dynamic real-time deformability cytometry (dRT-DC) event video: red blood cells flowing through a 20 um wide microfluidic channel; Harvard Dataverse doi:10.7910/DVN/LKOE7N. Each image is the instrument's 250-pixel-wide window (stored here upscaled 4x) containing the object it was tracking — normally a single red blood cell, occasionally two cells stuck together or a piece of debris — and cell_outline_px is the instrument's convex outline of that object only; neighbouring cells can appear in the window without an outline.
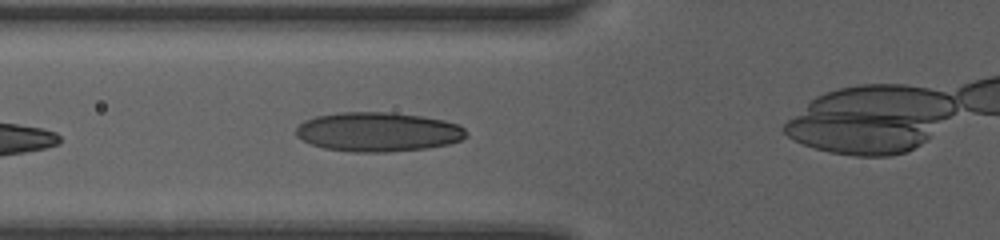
{"species": "human", "species_latin": "Homo sapiens", "temperature_condition": "room temperature", "stored_images_in_passage": 14, "camera_frame_rate_fps": 3000, "um_per_image_px": 0.085, "donor": {"sex": "female"}, "frame": {"image": 1, "passage_image": 7, "time_ms": 1.667, "image_size_px": [1000, 240], "cell_outline_px": [[468, 136], [460, 140], [448, 144], [428, 148], [388, 152], [352, 152], [324, 148], [312, 144], [296, 136], [296, 128], [304, 120], [316, 116], [336, 112], [392, 112], [424, 116], [444, 120], [456, 124], [464, 128], [468, 132]], "centroid_in_image_um": [32.15, 11.2], "position_along_channel_um": 93.7, "area_um2": 39.25}}
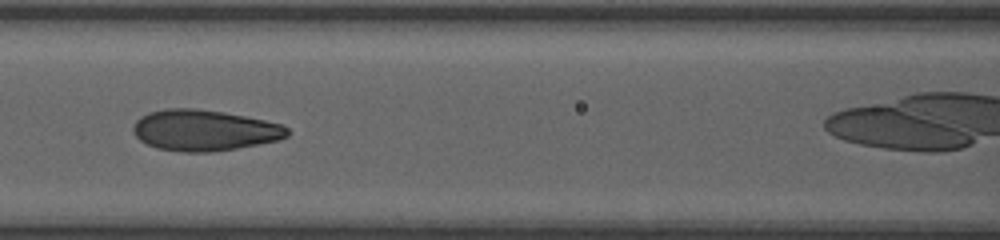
{"frame": {"image": 2, "passage_image": 11, "time_ms": 3.0, "image_size_px": [1000, 240], "cell_outline_px": [[288, 136], [276, 140], [236, 148], [208, 152], [184, 152], [156, 148], [140, 140], [132, 132], [132, 128], [136, 120], [140, 116], [148, 112], [168, 108], [196, 108], [224, 112], [264, 120], [280, 124], [288, 128]], "centroid_in_image_um": [17.31, 11.06], "position_along_channel_um": 149.3, "area_um2": 36.65}}